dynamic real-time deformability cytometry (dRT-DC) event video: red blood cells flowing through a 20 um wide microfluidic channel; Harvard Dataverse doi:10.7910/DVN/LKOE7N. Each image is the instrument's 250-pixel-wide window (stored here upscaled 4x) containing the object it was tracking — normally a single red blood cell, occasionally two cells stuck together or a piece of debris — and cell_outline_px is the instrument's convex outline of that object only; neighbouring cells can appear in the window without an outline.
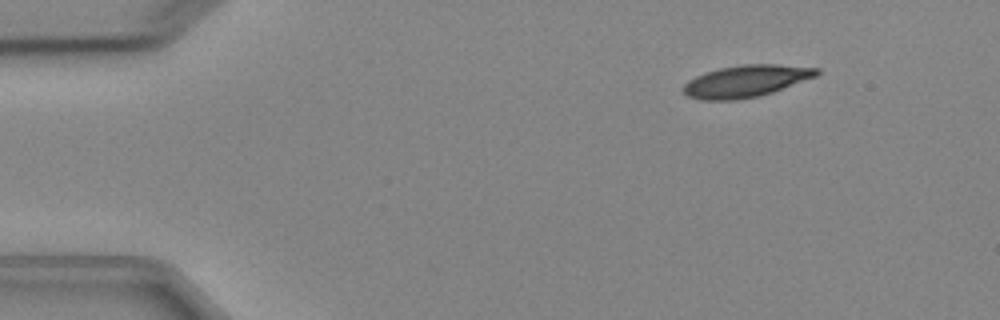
{"species": "Egyptian fruit bat (a non-hibernating species)", "species_latin": "Rousettus aegyptiacus", "temperature_condition": "cold", "stored_images_in_passage": 5, "segment_of_instrument_passage": [2, 2], "camera_frame_rate_fps": 3000, "um_per_image_px": 0.085, "animal": {"sex": "female"}, "frame": {"image": 1, "passage_image": 5, "time_ms": 5.667, "image_size_px": [1000, 320], "cell_outline_px": [[820, 72], [816, 76], [772, 92], [760, 96], [736, 100], [700, 100], [688, 96], [684, 92], [684, 84], [688, 80], [704, 72], [720, 68], [744, 64], [776, 64], [820, 68]], "centroid_in_image_um": [63.4, 6.89], "position_along_channel_um": 21.6, "area_um2": 24.74}}